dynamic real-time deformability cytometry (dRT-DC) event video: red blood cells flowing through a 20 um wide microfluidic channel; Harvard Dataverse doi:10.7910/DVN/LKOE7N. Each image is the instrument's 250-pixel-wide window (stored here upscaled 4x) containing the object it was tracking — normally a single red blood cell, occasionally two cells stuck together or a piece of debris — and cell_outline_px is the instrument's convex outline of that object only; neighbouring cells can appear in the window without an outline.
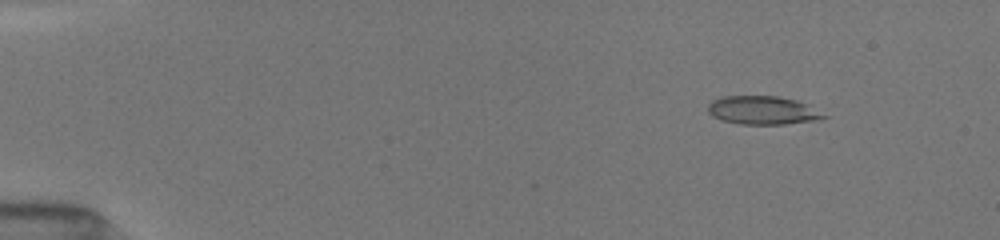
{"species": "common noctule bat (a hibernating species)", "species_latin": "Nyctalus noctula", "temperature_condition": "room temperature", "stored_images_in_passage": 12, "camera_frame_rate_fps": 3000, "um_per_image_px": 0.085, "animal": {"sex": "female", "body_mass_g": 19.5, "forearm_length_mm": 54.1}, "frame": {"image": 1, "passage_image": 4, "time_ms": 1.667, "image_size_px": [1000, 240], "cell_outline_px": [[828, 116], [820, 120], [784, 124], [740, 124], [720, 120], [712, 116], [708, 112], [708, 104], [712, 100], [724, 96], [780, 96], [796, 100], [808, 104]], "centroid_in_image_um": [64.83, 9.37], "position_along_channel_um": 20.2, "area_um2": 19.36}}
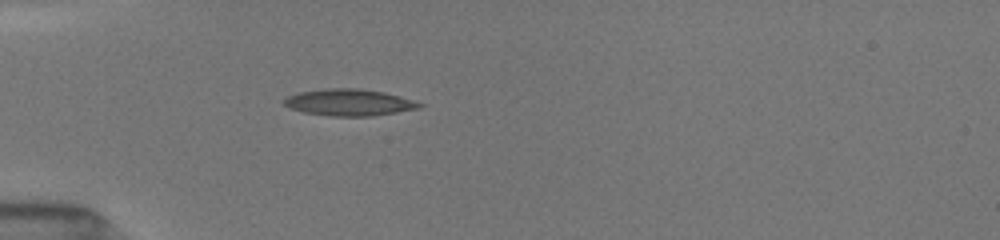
{"frame": {"image": 2, "passage_image": 10, "time_ms": 5.0, "image_size_px": [1000, 240], "cell_outline_px": [[424, 104], [420, 108], [372, 116], [332, 116], [304, 112], [292, 108], [284, 104], [280, 100], [288, 96], [300, 92], [324, 88], [360, 88], [384, 92], [400, 96]], "centroid_in_image_um": [29.67, 8.7], "position_along_channel_um": 55.3, "area_um2": 20.98}}
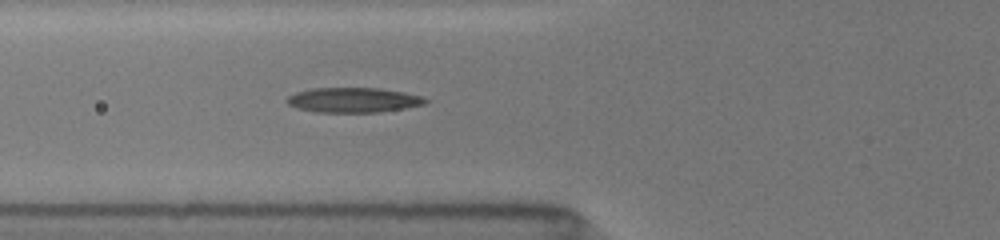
{"frame": {"image": 3, "passage_image": 12, "time_ms": 6.333, "image_size_px": [1000, 240], "cell_outline_px": [[428, 100], [424, 104], [404, 108], [376, 112], [316, 112], [296, 108], [288, 104], [284, 100], [288, 96], [296, 92], [312, 88], [380, 88], [404, 92], [424, 96]], "centroid_in_image_um": [30.01, 8.49], "position_along_channel_um": 95.8, "area_um2": 20.11}}